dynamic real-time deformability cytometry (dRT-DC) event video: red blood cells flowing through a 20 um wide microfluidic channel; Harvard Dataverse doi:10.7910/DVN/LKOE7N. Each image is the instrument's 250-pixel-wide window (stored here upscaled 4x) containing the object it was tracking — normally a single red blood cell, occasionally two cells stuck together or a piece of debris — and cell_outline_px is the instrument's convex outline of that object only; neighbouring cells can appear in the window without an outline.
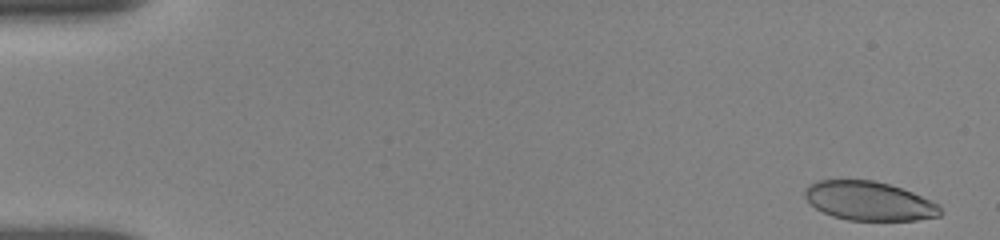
{"species": "human", "species_latin": "Homo sapiens", "temperature_condition": "room temperature", "stored_images_in_passage": 27, "camera_frame_rate_fps": 3000, "um_per_image_px": 0.085, "donor": {"sex": "female"}, "frame": {"image": 1, "passage_image": 2, "time_ms": 0.333, "image_size_px": [1000, 240], "cell_outline_px": [[944, 212], [940, 216], [916, 220], [848, 220], [832, 216], [816, 208], [804, 196], [804, 188], [808, 184], [816, 180], [872, 180], [888, 184], [912, 192], [932, 200], [940, 204]], "centroid_in_image_um": [73.89, 17.08], "position_along_channel_um": 11.1, "area_um2": 30.92}}
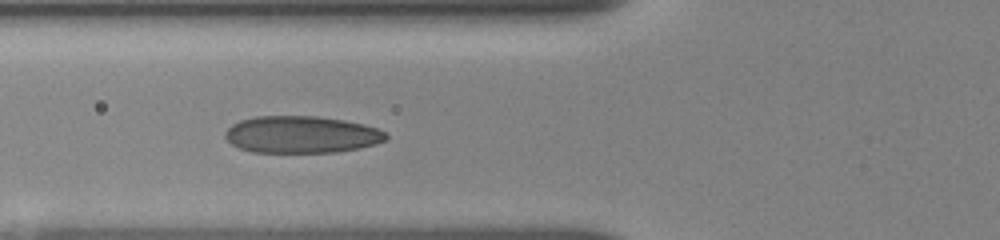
{"frame": {"image": 2, "passage_image": 25, "time_ms": 6.333, "image_size_px": [1000, 240], "cell_outline_px": [[388, 136], [384, 140], [376, 144], [360, 148], [336, 152], [252, 152], [240, 148], [232, 144], [224, 136], [224, 132], [232, 124], [240, 120], [256, 116], [316, 116], [344, 120], [364, 124], [376, 128], [384, 132]], "centroid_in_image_um": [25.61, 11.43], "position_along_channel_um": 100.2, "area_um2": 34.68}}
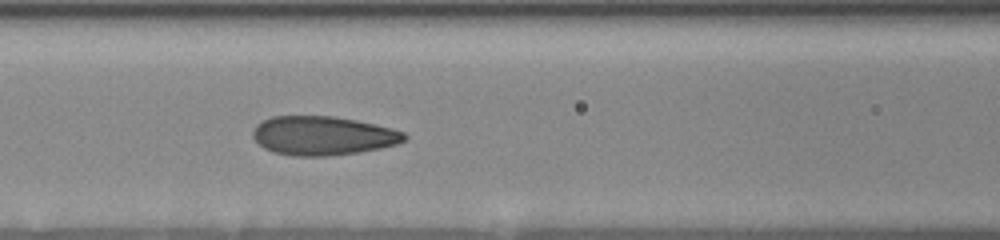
{"frame": {"image": 3, "passage_image": 27, "time_ms": 7.333, "image_size_px": [1000, 240], "cell_outline_px": [[408, 136], [404, 140], [396, 144], [380, 148], [360, 152], [328, 156], [296, 156], [276, 152], [264, 148], [252, 136], [252, 132], [256, 124], [272, 116], [332, 116], [356, 120], [392, 128], [404, 132]], "centroid_in_image_um": [27.45, 11.53], "position_along_channel_um": 139.2, "area_um2": 34.28}}